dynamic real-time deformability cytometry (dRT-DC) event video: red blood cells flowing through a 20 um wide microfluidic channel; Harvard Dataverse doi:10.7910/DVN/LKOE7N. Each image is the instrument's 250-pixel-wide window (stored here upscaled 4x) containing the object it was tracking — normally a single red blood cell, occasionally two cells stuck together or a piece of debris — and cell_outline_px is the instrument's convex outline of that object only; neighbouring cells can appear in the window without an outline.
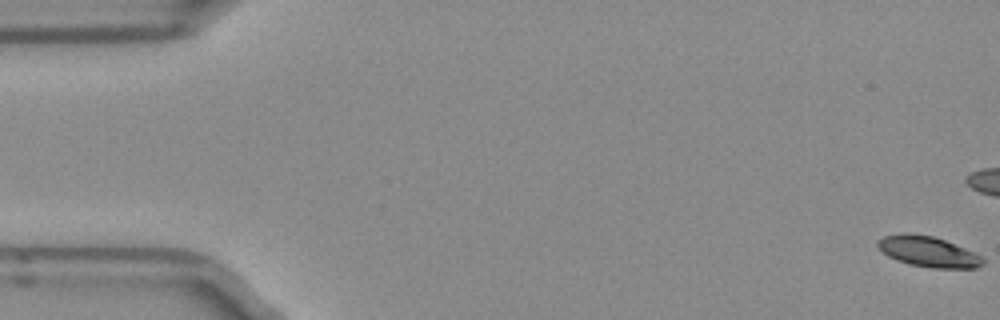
{"species": "Egyptian fruit bat (a non-hibernating species)", "species_latin": "Rousettus aegyptiacus", "temperature_condition": "room temperature", "stored_images_in_passage": 6, "camera_frame_rate_fps": 3000, "um_per_image_px": 0.085, "frame": {"image": 1, "passage_image": 1, "time_ms": 0.0, "image_size_px": [1000, 320], "cell_outline_px": [[984, 264], [976, 268], [932, 268], [908, 264], [896, 260], [888, 256], [876, 244], [876, 240], [884, 236], [904, 232], [908, 232], [932, 236], [944, 240], [964, 248], [980, 256], [984, 260]], "centroid_in_image_um": [78.86, 21.38], "position_along_channel_um": 6.1, "area_um2": 18.67}}
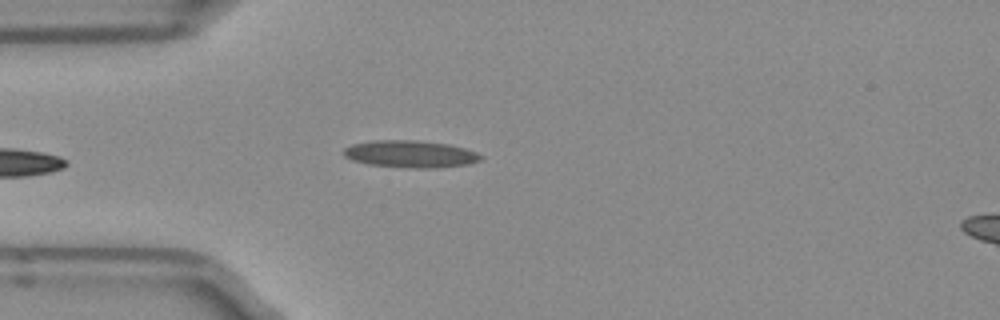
{"frame": {"image": 2, "passage_image": 6, "time_ms": 1.667, "image_size_px": [1000, 320], "cell_outline_px": [[484, 156], [480, 160], [468, 164], [440, 168], [412, 168], [368, 164], [352, 160], [344, 156], [344, 148], [352, 144], [372, 140], [416, 140], [448, 144], [464, 148], [476, 152]], "centroid_in_image_um": [34.89, 13.09], "position_along_channel_um": 50.1, "area_um2": 21.73}}